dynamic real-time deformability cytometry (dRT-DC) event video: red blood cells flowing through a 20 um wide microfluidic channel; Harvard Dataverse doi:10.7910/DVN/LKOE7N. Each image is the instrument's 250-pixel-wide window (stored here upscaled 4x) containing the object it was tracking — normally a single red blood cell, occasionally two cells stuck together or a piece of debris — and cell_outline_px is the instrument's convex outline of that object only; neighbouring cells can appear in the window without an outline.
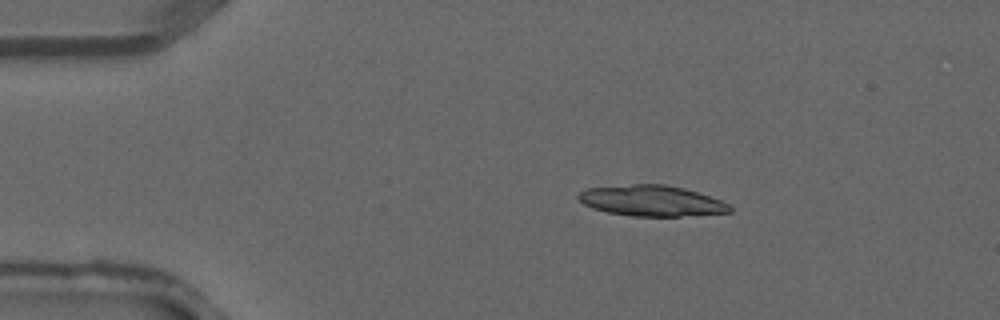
{"species": "common noctule bat (a hibernating species)", "species_latin": "Nyctalus noctula", "temperature_condition": "warm", "stored_images_in_passage": 3, "camera_frame_rate_fps": 3000, "um_per_image_px": 0.085, "animal": {"sex": "male", "forearm_length_mm": 52.5}, "frame": {"image": 1, "passage_image": 2, "time_ms": 0.333, "image_size_px": [1000, 320], "cell_outline_px": [[732, 212], [680, 216], [632, 216], [608, 212], [592, 208], [584, 204], [576, 196], [580, 192], [588, 188], [632, 184], [664, 184], [684, 188], [720, 200], [728, 204], [732, 208]], "centroid_in_image_um": [55.37, 17.06], "position_along_channel_um": 29.6, "area_um2": 26.93}}